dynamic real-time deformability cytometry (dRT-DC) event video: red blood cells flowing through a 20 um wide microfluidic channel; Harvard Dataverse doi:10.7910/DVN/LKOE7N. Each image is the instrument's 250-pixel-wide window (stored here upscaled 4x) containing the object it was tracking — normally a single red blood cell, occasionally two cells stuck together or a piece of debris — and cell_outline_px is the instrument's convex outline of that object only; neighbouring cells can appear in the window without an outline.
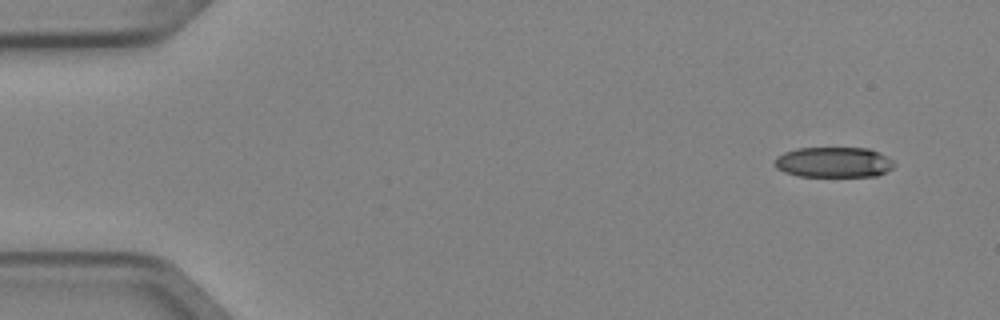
{"species": "Egyptian fruit bat (a non-hibernating species)", "species_latin": "Rousettus aegyptiacus", "temperature_condition": "cold", "stored_images_in_passage": 4, "camera_frame_rate_fps": 3000, "um_per_image_px": 0.085, "animal": {"sex": "female"}, "frame": {"image": 1, "passage_image": 1, "time_ms": 0.0, "image_size_px": [1000, 320], "cell_outline_px": [[892, 168], [876, 176], [796, 176], [784, 172], [776, 168], [776, 156], [784, 152], [796, 148], [868, 148], [880, 152], [888, 156], [892, 160]], "centroid_in_image_um": [70.84, 13.78], "position_along_channel_um": 14.2, "area_um2": 21.15}}
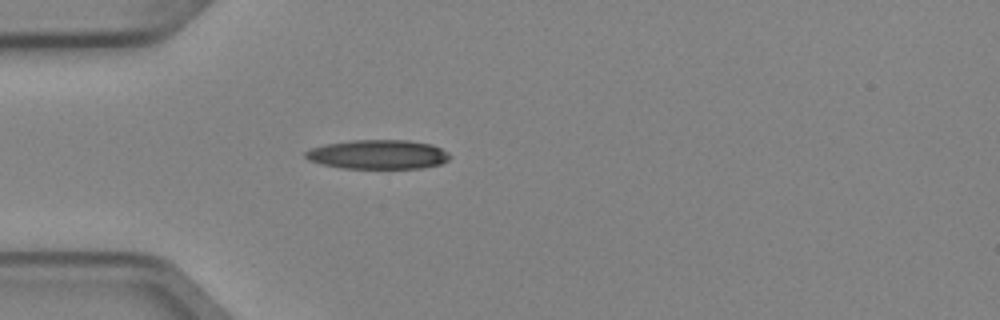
{"frame": {"image": 2, "passage_image": 4, "time_ms": 1.0, "image_size_px": [1000, 320], "cell_outline_px": [[452, 156], [448, 160], [440, 164], [420, 168], [344, 168], [320, 164], [308, 160], [304, 156], [304, 152], [308, 148], [324, 144], [352, 140], [408, 140], [432, 144], [448, 152]], "centroid_in_image_um": [32.1, 13.12], "position_along_channel_um": 52.9, "area_um2": 24.8}}